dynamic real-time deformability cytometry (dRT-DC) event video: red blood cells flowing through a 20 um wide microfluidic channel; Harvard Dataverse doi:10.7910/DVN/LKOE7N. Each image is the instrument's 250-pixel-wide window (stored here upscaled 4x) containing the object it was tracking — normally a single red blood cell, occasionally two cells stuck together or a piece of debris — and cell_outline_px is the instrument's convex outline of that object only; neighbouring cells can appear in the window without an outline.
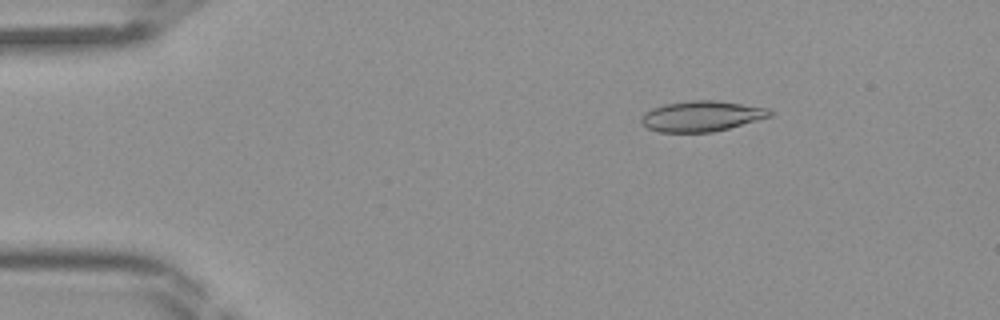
{"species": "Egyptian fruit bat (a non-hibernating species)", "species_latin": "Rousettus aegyptiacus", "temperature_condition": "room temperature", "stored_images_in_passage": 42, "camera_frame_rate_fps": 3000, "um_per_image_px": 0.085, "frame": {"image": 1, "passage_image": 5, "time_ms": 1.333, "image_size_px": [1000, 320], "cell_outline_px": [[772, 116], [728, 128], [712, 132], [660, 132], [648, 128], [640, 120], [644, 112], [652, 108], [664, 104], [692, 100], [716, 100], [768, 108], [772, 112]], "centroid_in_image_um": [59.62, 9.87], "position_along_channel_um": 25.4, "area_um2": 22.72}}
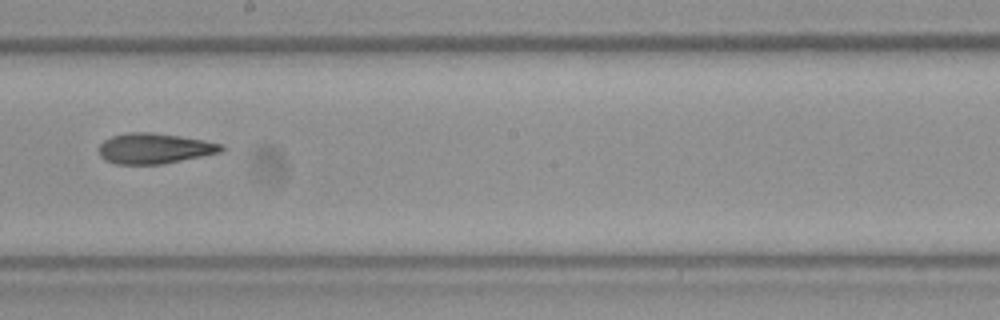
{"frame": {"image": 2, "passage_image": 23, "time_ms": 7.333, "image_size_px": [1000, 320], "cell_outline_px": [[224, 148], [220, 152], [160, 164], [116, 164], [104, 160], [100, 156], [100, 144], [104, 140], [112, 136], [128, 132], [152, 132], [180, 136], [204, 140], [220, 144]], "centroid_in_image_um": [13.07, 12.61], "position_along_channel_um": 235.1, "area_um2": 21.44}}
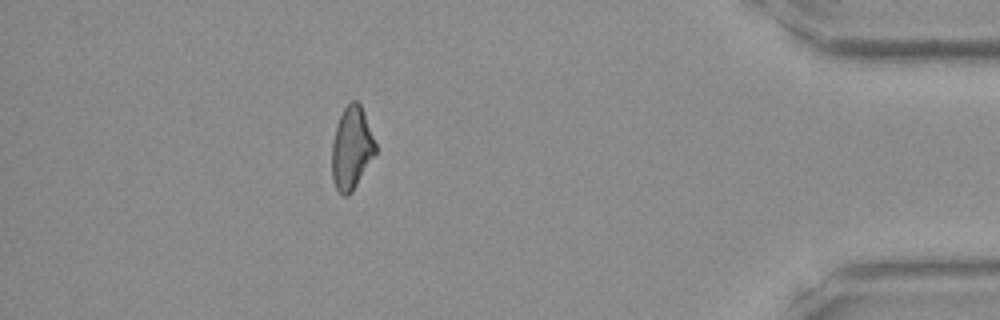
{"frame": {"image": 3, "passage_image": 37, "time_ms": 12.0, "image_size_px": [1000, 320], "cell_outline_px": [[376, 152], [352, 192], [348, 196], [344, 196], [336, 188], [332, 180], [332, 144], [336, 128], [340, 116], [344, 108], [352, 100], [356, 100], [360, 104], [364, 112], [376, 144]], "centroid_in_image_um": [29.88, 12.6], "position_along_channel_um": 405.3, "area_um2": 20.75}}